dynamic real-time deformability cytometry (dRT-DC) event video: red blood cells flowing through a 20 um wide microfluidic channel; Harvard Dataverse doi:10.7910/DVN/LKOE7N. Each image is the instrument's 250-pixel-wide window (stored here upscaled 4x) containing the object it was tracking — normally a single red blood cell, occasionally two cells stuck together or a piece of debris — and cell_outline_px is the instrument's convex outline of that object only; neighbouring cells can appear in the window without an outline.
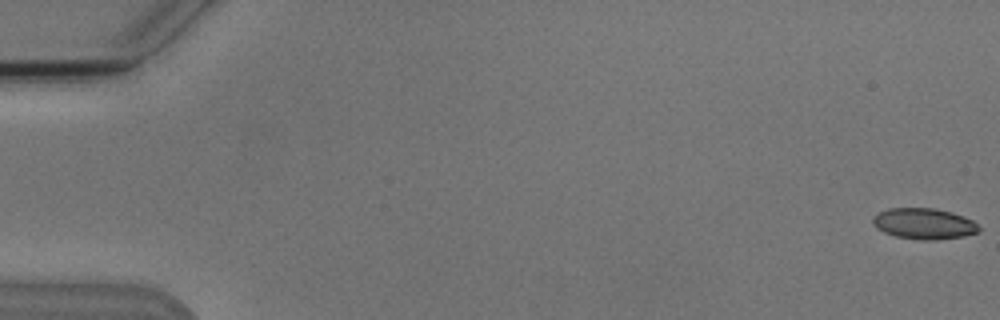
{"species": "Egyptian fruit bat (a non-hibernating species)", "species_latin": "Rousettus aegyptiacus", "temperature_condition": "cold", "stored_images_in_passage": 9, "camera_frame_rate_fps": 3000, "um_per_image_px": 0.085, "animal": {"sex": "male"}, "frame": {"image": 1, "passage_image": 1, "time_ms": 0.0, "image_size_px": [1000, 320], "cell_outline_px": [[980, 232], [964, 236], [936, 240], [924, 240], [896, 236], [884, 232], [876, 228], [872, 220], [872, 216], [876, 212], [888, 208], [936, 208], [952, 212], [964, 216], [972, 220], [980, 228]], "centroid_in_image_um": [78.53, 19.0], "position_along_channel_um": 6.5, "area_um2": 19.31}}
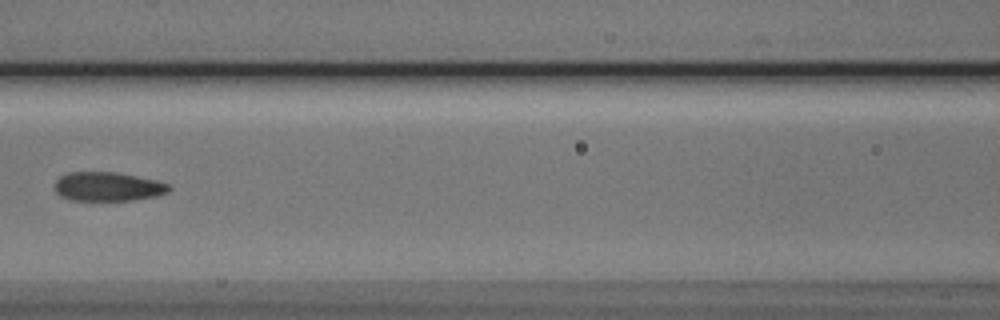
{"frame": {"image": 2, "passage_image": 8, "time_ms": 8.333, "image_size_px": [1000, 320], "cell_outline_px": [[172, 188], [168, 192], [156, 196], [132, 200], [68, 200], [60, 196], [56, 192], [56, 180], [60, 176], [68, 172], [116, 172], [156, 180], [168, 184]], "centroid_in_image_um": [9.16, 15.86], "position_along_channel_um": 157.4, "area_um2": 19.31}}
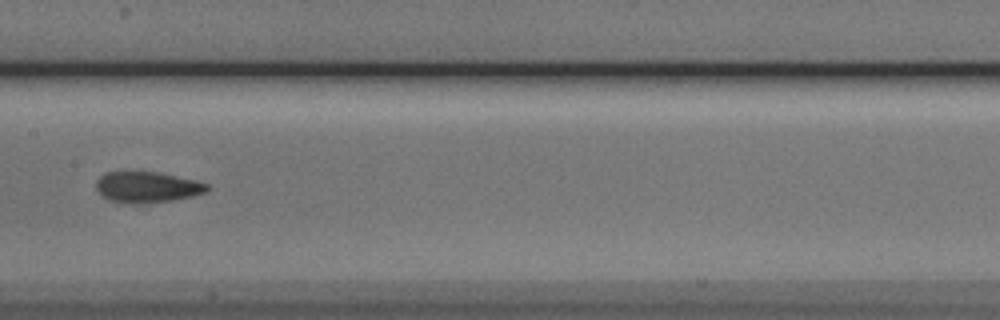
{"frame": {"image": 3, "passage_image": 9, "time_ms": 9.333, "image_size_px": [1000, 320], "cell_outline_px": [[208, 192], [192, 196], [172, 200], [136, 204], [128, 204], [108, 200], [96, 188], [96, 180], [100, 176], [108, 172], [156, 172], [196, 180], [208, 184]], "centroid_in_image_um": [12.51, 15.91], "position_along_channel_um": 194.9, "area_um2": 19.88}}